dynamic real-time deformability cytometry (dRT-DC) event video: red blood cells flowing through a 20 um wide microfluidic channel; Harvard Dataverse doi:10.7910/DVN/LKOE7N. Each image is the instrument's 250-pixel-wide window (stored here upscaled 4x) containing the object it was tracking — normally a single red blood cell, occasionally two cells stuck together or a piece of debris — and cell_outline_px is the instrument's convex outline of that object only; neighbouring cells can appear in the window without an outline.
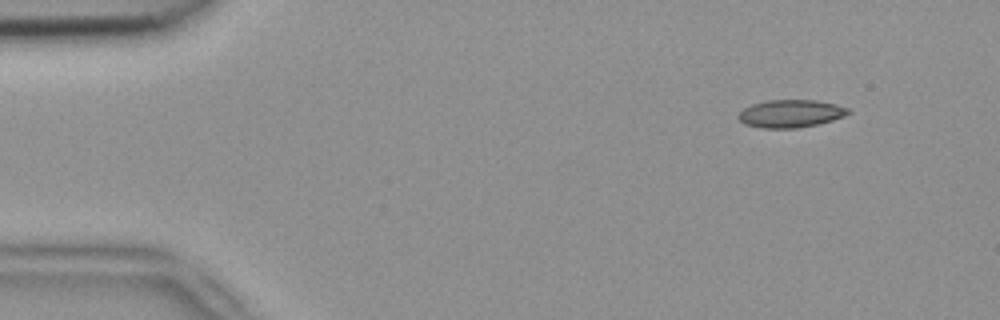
{"species": "common noctule bat (a hibernating species)", "species_latin": "Nyctalus noctula", "temperature_condition": "room temperature", "stored_images_in_passage": 4, "camera_frame_rate_fps": 3000, "um_per_image_px": 0.085, "animal": {"sex": "female", "body_mass_g": 18.4}, "frame": {"image": 1, "passage_image": 2, "time_ms": 0.333, "image_size_px": [1000, 320], "cell_outline_px": [[852, 112], [844, 116], [832, 120], [816, 124], [796, 128], [760, 128], [744, 124], [736, 116], [744, 108], [752, 104], [764, 100], [816, 100], [836, 104], [848, 108]], "centroid_in_image_um": [67.18, 9.65], "position_along_channel_um": 17.8, "area_um2": 17.8}}
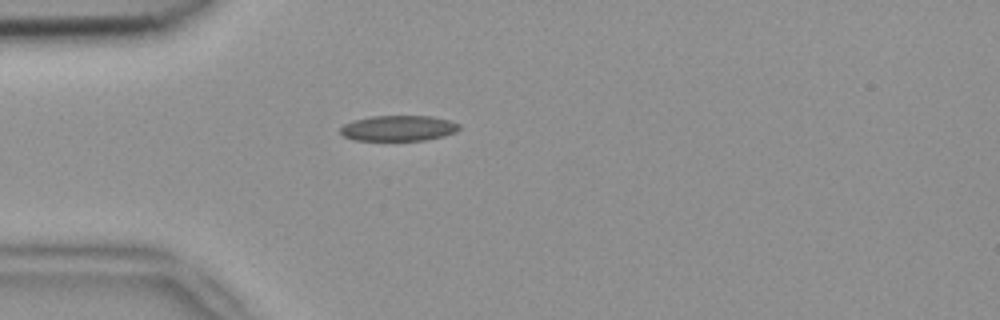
{"frame": {"image": 2, "passage_image": 4, "time_ms": 1.0, "image_size_px": [1000, 320], "cell_outline_px": [[460, 128], [456, 132], [444, 136], [424, 140], [352, 140], [344, 136], [340, 132], [340, 128], [344, 124], [352, 120], [372, 116], [432, 116], [448, 120], [460, 124]], "centroid_in_image_um": [33.86, 10.89], "position_along_channel_um": 51.1, "area_um2": 17.74}}